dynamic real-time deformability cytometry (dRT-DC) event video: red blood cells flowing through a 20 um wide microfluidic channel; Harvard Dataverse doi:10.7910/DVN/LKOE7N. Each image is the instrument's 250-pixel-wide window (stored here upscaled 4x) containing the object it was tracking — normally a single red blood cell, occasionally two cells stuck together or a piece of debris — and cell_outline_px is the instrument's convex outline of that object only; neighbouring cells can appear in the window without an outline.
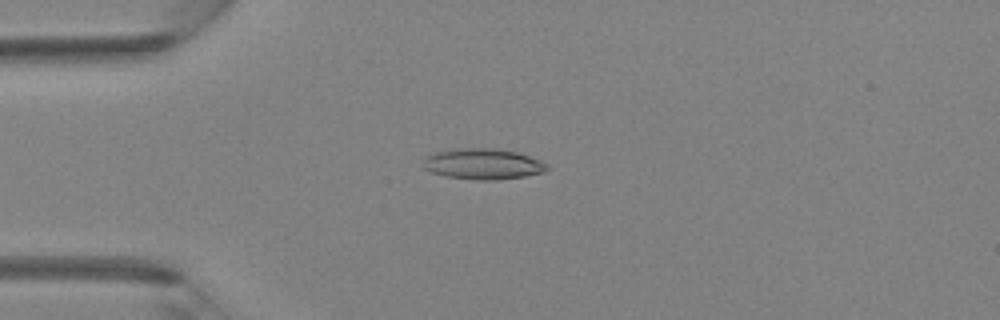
{"species": "Egyptian fruit bat (a non-hibernating species)", "species_latin": "Rousettus aegyptiacus", "temperature_condition": "room temperature", "stored_images_in_passage": 41, "camera_frame_rate_fps": 3000, "um_per_image_px": 0.085, "animal": {"sex": "female"}, "frame": {"image": 1, "passage_image": 10, "time_ms": 3.0, "image_size_px": [1000, 320], "cell_outline_px": [[552, 168], [544, 172], [524, 176], [496, 180], [480, 180], [444, 176], [432, 172], [424, 168], [424, 160], [428, 156], [436, 152], [452, 148], [496, 148], [516, 152], [540, 160], [548, 164]], "centroid_in_image_um": [41.09, 13.93], "position_along_channel_um": 43.9, "area_um2": 22.25}}
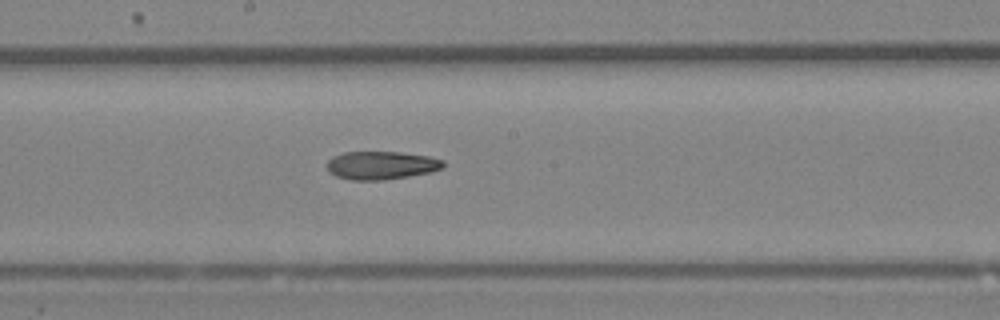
{"frame": {"image": 2, "passage_image": 22, "time_ms": 7.0, "image_size_px": [1000, 320], "cell_outline_px": [[444, 168], [432, 172], [384, 180], [352, 180], [336, 176], [328, 172], [328, 160], [332, 156], [344, 152], [400, 152], [428, 156], [444, 160]], "centroid_in_image_um": [32.42, 14.05], "position_along_channel_um": 215.8, "area_um2": 19.19}}
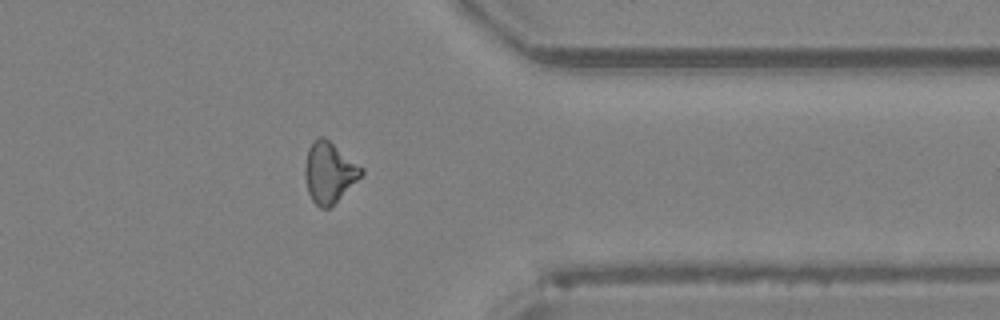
{"frame": {"image": 3, "passage_image": 33, "time_ms": 10.667, "image_size_px": [1000, 320], "cell_outline_px": [[364, 172], [328, 208], [320, 208], [312, 200], [308, 192], [304, 176], [304, 164], [308, 148], [320, 136], [324, 136], [364, 168]], "centroid_in_image_um": [27.95, 14.63], "position_along_channel_um": 383.4, "area_um2": 19.54}}